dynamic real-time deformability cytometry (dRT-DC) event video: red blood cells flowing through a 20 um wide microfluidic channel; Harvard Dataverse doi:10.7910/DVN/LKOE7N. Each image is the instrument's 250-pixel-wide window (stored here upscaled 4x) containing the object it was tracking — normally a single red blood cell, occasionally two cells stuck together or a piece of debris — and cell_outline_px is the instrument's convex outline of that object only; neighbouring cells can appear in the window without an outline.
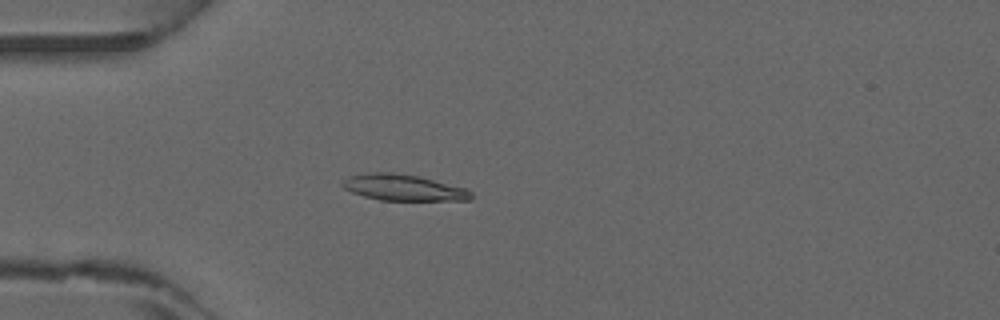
{"species": "common noctule bat (a hibernating species)", "species_latin": "Nyctalus noctula", "temperature_condition": "warm", "stored_images_in_passage": 5, "camera_frame_rate_fps": 3000, "um_per_image_px": 0.085, "animal": {"sex": "male", "forearm_length_mm": 52.5}, "frame": {"image": 1, "passage_image": 4, "time_ms": 1.0, "image_size_px": [1000, 320], "cell_outline_px": [[472, 200], [380, 200], [364, 196], [352, 192], [344, 188], [340, 184], [348, 176], [372, 172], [392, 172], [420, 176], [464, 188], [472, 192]], "centroid_in_image_um": [34.27, 15.94], "position_along_channel_um": 50.7, "area_um2": 19.54}}